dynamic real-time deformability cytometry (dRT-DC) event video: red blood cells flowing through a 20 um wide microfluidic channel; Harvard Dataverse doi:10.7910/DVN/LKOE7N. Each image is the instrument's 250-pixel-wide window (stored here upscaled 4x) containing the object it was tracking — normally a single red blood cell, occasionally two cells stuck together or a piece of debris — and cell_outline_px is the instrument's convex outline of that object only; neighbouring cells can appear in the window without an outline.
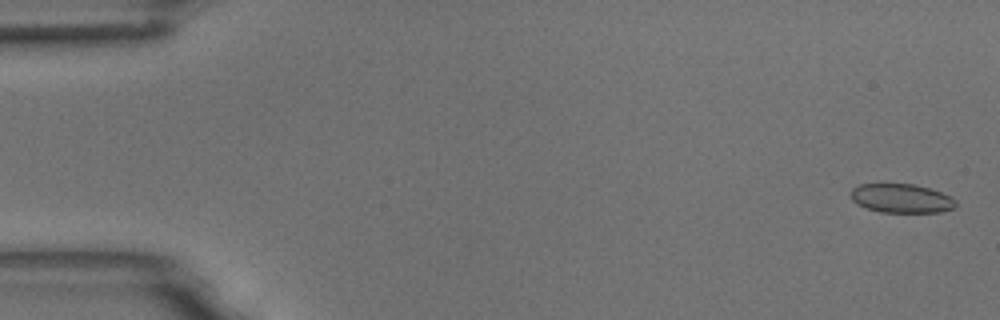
{"species": "common noctule bat (a hibernating species)", "species_latin": "Nyctalus noctula", "temperature_condition": "room temperature", "stored_images_in_passage": 6, "camera_frame_rate_fps": 3000, "um_per_image_px": 0.085, "animal": {"sex": "male", "body_mass_g": 18.8}, "frame": {"image": 1, "passage_image": 6, "time_ms": 1.667, "image_size_px": [1000, 320], "cell_outline_px": [[956, 208], [940, 212], [880, 212], [856, 204], [852, 200], [852, 188], [860, 184], [912, 184], [928, 188], [940, 192], [956, 200]], "centroid_in_image_um": [76.62, 16.87], "position_along_channel_um": 8.4, "area_um2": 17.57}}